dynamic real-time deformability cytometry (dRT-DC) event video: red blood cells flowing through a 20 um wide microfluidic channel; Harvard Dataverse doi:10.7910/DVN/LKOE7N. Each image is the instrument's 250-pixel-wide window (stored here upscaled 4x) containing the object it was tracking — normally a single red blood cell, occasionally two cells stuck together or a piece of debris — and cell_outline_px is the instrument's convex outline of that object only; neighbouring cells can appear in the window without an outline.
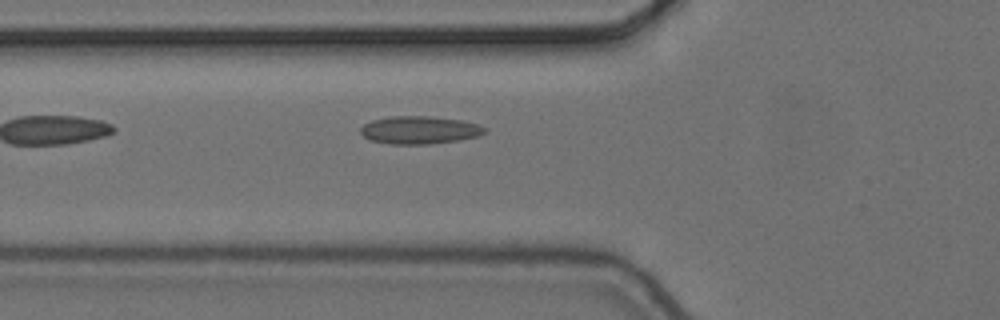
{"species": "common noctule bat (a hibernating species)", "species_latin": "Nyctalus noctula", "temperature_condition": "cold", "stored_images_in_passage": 3, "camera_frame_rate_fps": 3000, "um_per_image_px": 0.085, "animal": {"sex": "female", "body_mass_g": 24.6, "forearm_length_mm": 56.2}, "frame": {"image": 1, "passage_image": 2, "time_ms": 0.333, "image_size_px": [1000, 320], "cell_outline_px": [[484, 132], [480, 136], [460, 140], [432, 144], [388, 144], [368, 140], [360, 132], [360, 128], [364, 124], [372, 120], [392, 116], [428, 116], [460, 120], [476, 124], [484, 128]], "centroid_in_image_um": [35.61, 11.06], "position_along_channel_um": 90.2, "area_um2": 20.11}}